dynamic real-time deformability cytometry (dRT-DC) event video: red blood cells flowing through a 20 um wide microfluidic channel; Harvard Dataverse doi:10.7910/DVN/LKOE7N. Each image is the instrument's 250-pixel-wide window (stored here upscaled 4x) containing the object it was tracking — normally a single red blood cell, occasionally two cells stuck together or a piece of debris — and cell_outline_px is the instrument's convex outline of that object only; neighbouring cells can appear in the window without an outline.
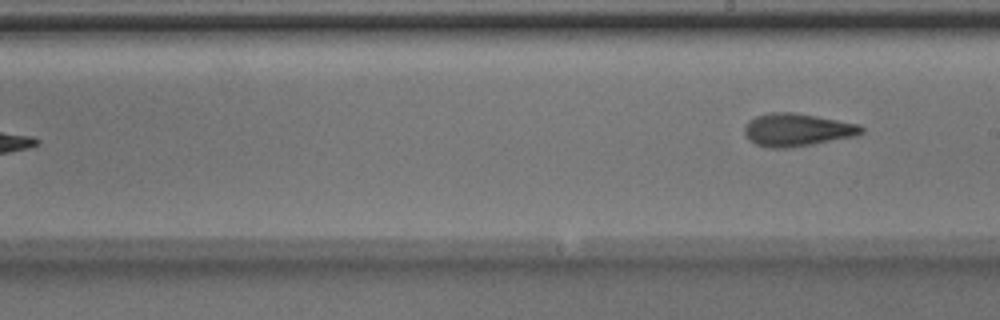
{"species": "Egyptian fruit bat (a non-hibernating species)", "species_latin": "Rousettus aegyptiacus", "temperature_condition": "room temperature", "stored_images_in_passage": 10, "segment_of_instrument_passage": [2, 2], "camera_frame_rate_fps": 3000, "um_per_image_px": 0.085, "animal": {"sex": "male"}, "frame": {"image": 1, "passage_image": 10, "time_ms": 3.0, "image_size_px": [1000, 320], "cell_outline_px": [[864, 132], [856, 136], [792, 148], [768, 148], [756, 144], [748, 140], [744, 132], [744, 128], [756, 116], [772, 112], [792, 112], [816, 116], [860, 124], [864, 128]], "centroid_in_image_um": [67.78, 11.05], "position_along_channel_um": 221.2, "area_um2": 22.37}}